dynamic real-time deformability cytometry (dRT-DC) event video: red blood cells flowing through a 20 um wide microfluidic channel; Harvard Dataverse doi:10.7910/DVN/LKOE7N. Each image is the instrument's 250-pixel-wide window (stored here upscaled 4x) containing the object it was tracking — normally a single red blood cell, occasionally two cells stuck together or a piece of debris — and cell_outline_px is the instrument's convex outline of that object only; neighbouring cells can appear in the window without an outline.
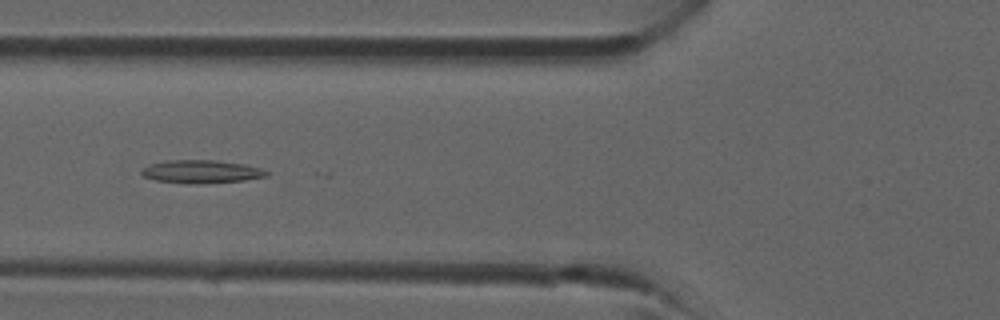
{"species": "common noctule bat (a hibernating species)", "species_latin": "Nyctalus noctula", "temperature_condition": "room temperature", "stored_images_in_passage": 32, "camera_frame_rate_fps": 3000, "um_per_image_px": 0.085, "animal": {"sex": "male", "forearm_length_mm": 52.5}, "frame": {"image": 1, "passage_image": 8, "time_ms": 2.333, "image_size_px": [1000, 320], "cell_outline_px": [[268, 176], [244, 180], [200, 184], [184, 184], [156, 180], [144, 176], [140, 172], [140, 168], [148, 164], [164, 160], [216, 160], [244, 164], [260, 168], [268, 172]], "centroid_in_image_um": [17.05, 14.59], "position_along_channel_um": 108.7, "area_um2": 17.05}}
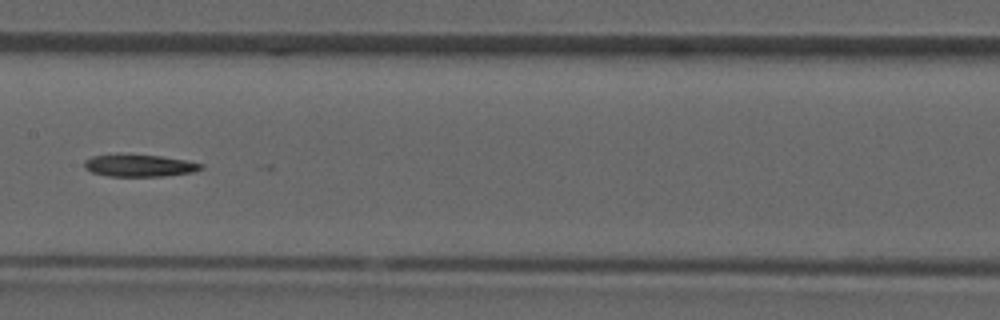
{"frame": {"image": 2, "passage_image": 13, "time_ms": 4.0, "image_size_px": [1000, 320], "cell_outline_px": [[204, 168], [192, 172], [164, 176], [108, 176], [92, 172], [84, 168], [84, 160], [92, 156], [120, 152], [160, 156], [184, 160], [204, 164]], "centroid_in_image_um": [11.79, 14.04], "position_along_channel_um": 195.6, "area_um2": 15.49}}
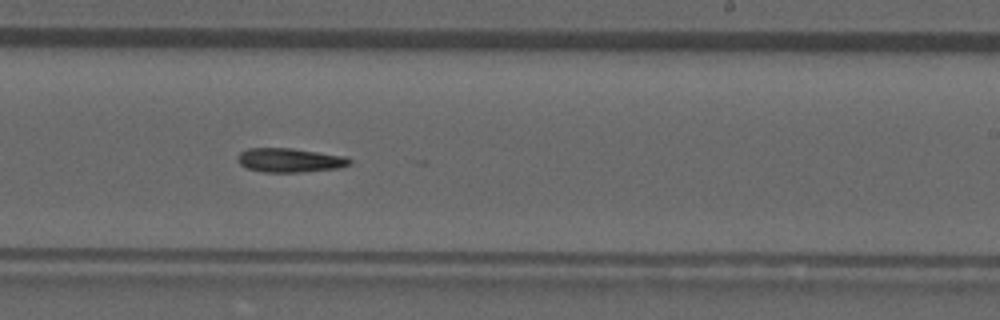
{"frame": {"image": 3, "passage_image": 17, "time_ms": 5.333, "image_size_px": [1000, 320], "cell_outline_px": [[352, 164], [340, 168], [304, 172], [264, 172], [248, 168], [240, 164], [236, 160], [236, 156], [240, 152], [248, 148], [292, 148], [348, 156], [352, 160]], "centroid_in_image_um": [24.67, 13.61], "position_along_channel_um": 264.3, "area_um2": 16.01}}